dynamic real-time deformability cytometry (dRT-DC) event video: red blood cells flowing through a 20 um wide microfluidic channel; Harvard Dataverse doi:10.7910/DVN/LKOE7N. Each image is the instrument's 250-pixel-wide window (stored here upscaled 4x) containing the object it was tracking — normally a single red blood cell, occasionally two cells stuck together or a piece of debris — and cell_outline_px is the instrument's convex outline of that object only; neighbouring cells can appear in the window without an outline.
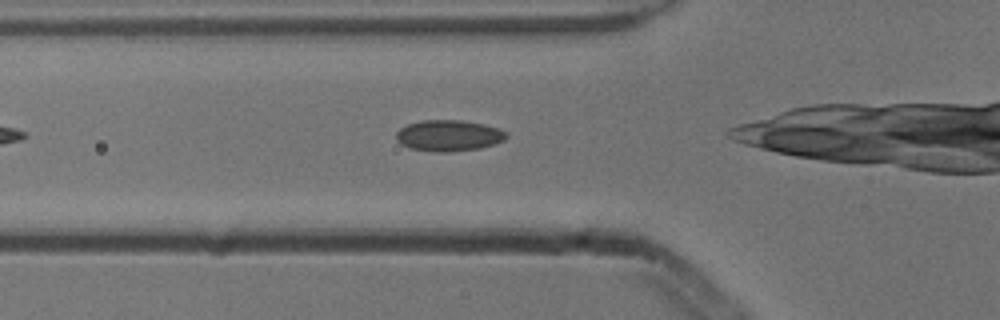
{"species": "common noctule bat (a hibernating species)", "species_latin": "Nyctalus noctula", "temperature_condition": "cold", "stored_images_in_passage": 26, "camera_frame_rate_fps": 3000, "um_per_image_px": 0.085, "animal": {"sex": "male", "body_mass_g": 13.3}, "frame": {"image": 1, "passage_image": 3, "time_ms": 0.667, "image_size_px": [1000, 320], "cell_outline_px": [[508, 136], [504, 140], [496, 144], [480, 148], [444, 152], [432, 152], [408, 148], [400, 144], [396, 140], [396, 132], [400, 128], [408, 124], [424, 120], [460, 120], [484, 124], [500, 128]], "centroid_in_image_um": [38.12, 11.53], "position_along_channel_um": 87.7, "area_um2": 20.11}}
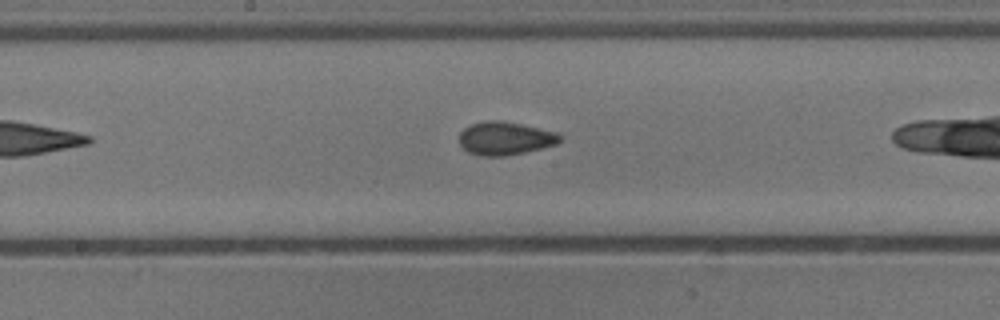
{"frame": {"image": 2, "passage_image": 12, "time_ms": 3.667, "image_size_px": [1000, 320], "cell_outline_px": [[564, 136], [556, 144], [524, 152], [504, 156], [480, 156], [468, 152], [460, 144], [460, 132], [464, 128], [472, 124], [484, 120], [500, 120], [560, 132]], "centroid_in_image_um": [42.95, 11.75], "position_along_channel_um": 205.2, "area_um2": 19.54}}
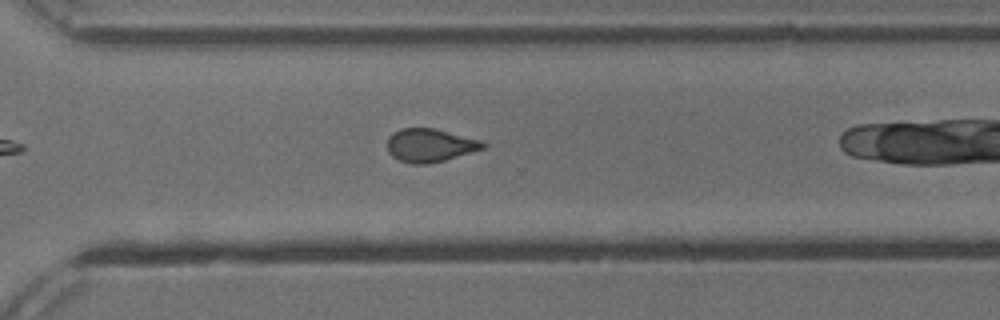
{"frame": {"image": 3, "passage_image": 22, "time_ms": 7.0, "image_size_px": [1000, 320], "cell_outline_px": [[488, 144], [484, 148], [444, 160], [428, 164], [412, 164], [400, 160], [392, 156], [388, 152], [388, 136], [392, 132], [400, 128], [436, 128], [484, 140]], "centroid_in_image_um": [36.57, 12.33], "position_along_channel_um": 334.0, "area_um2": 18.79}}